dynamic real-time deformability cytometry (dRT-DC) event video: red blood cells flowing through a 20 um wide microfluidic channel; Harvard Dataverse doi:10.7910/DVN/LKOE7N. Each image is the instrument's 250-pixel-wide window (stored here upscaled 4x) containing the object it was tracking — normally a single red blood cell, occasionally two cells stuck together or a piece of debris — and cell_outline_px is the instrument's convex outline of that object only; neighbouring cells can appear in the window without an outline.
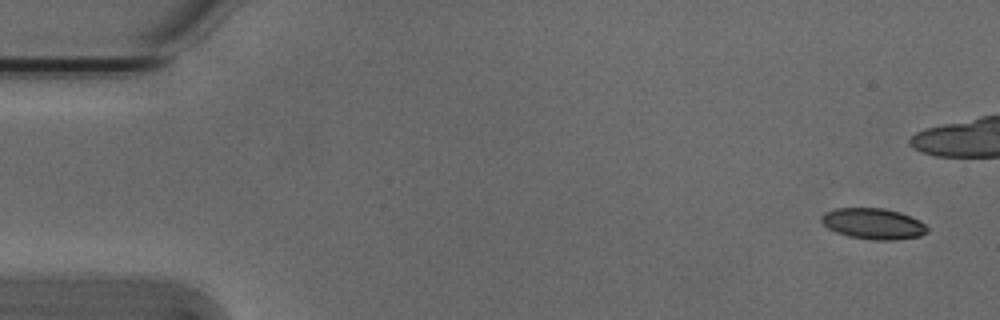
{"species": "Egyptian fruit bat (a non-hibernating species)", "species_latin": "Rousettus aegyptiacus", "temperature_condition": "cold", "stored_images_in_passage": 10, "camera_frame_rate_fps": 3000, "um_per_image_px": 0.085, "animal": {"sex": "male"}, "frame": {"image": 1, "passage_image": 1, "time_ms": 0.0, "image_size_px": [1000, 320], "cell_outline_px": [[928, 232], [920, 236], [896, 240], [872, 240], [848, 236], [836, 232], [828, 228], [820, 220], [820, 216], [824, 212], [836, 208], [884, 208], [900, 212], [920, 220], [928, 228]], "centroid_in_image_um": [74.23, 19.01], "position_along_channel_um": 10.8, "area_um2": 19.25}}